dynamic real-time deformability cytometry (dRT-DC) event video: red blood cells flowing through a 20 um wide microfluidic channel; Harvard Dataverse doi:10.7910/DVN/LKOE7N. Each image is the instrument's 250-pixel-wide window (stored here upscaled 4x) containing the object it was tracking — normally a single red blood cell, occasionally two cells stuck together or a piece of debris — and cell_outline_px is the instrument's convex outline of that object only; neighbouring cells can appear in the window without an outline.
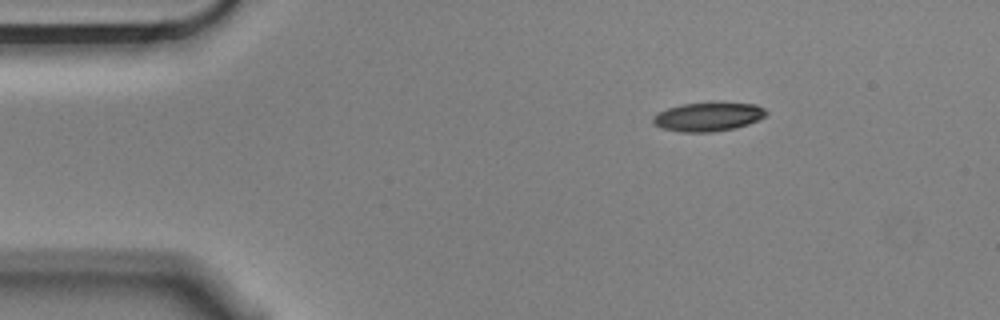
{"species": "Egyptian fruit bat (a non-hibernating species)", "species_latin": "Rousettus aegyptiacus", "temperature_condition": "cold", "stored_images_in_passage": 3, "camera_frame_rate_fps": 3000, "um_per_image_px": 0.085, "animal": {"sex": "male"}, "frame": {"image": 1, "passage_image": 1, "time_ms": 0.0, "image_size_px": [1000, 320], "cell_outline_px": [[768, 116], [748, 124], [736, 128], [712, 132], [680, 132], [664, 128], [652, 124], [652, 116], [668, 108], [680, 104], [756, 104], [764, 108], [768, 112]], "centroid_in_image_um": [60.2, 9.95], "position_along_channel_um": 24.8, "area_um2": 18.73}}
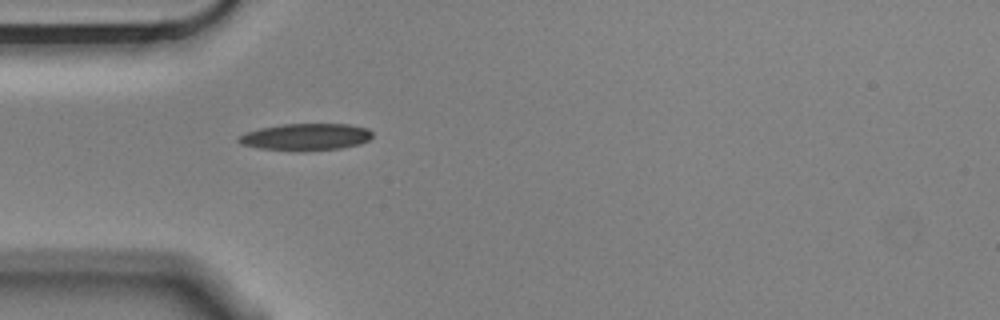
{"frame": {"image": 2, "passage_image": 3, "time_ms": 0.667, "image_size_px": [1000, 320], "cell_outline_px": [[372, 136], [368, 140], [360, 144], [340, 148], [304, 152], [296, 152], [260, 148], [240, 144], [236, 140], [240, 136], [248, 132], [260, 128], [284, 124], [348, 124], [368, 128], [372, 132]], "centroid_in_image_um": [26.0, 11.65], "position_along_channel_um": 59.0, "area_um2": 21.15}}